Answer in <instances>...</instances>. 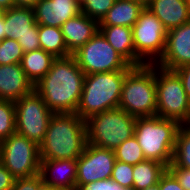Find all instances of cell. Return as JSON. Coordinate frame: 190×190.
I'll return each mask as SVG.
<instances>
[{
    "mask_svg": "<svg viewBox=\"0 0 190 190\" xmlns=\"http://www.w3.org/2000/svg\"><path fill=\"white\" fill-rule=\"evenodd\" d=\"M85 74L73 55L57 57L34 90L53 113H76L83 91Z\"/></svg>",
    "mask_w": 190,
    "mask_h": 190,
    "instance_id": "obj_1",
    "label": "cell"
},
{
    "mask_svg": "<svg viewBox=\"0 0 190 190\" xmlns=\"http://www.w3.org/2000/svg\"><path fill=\"white\" fill-rule=\"evenodd\" d=\"M86 145L84 119L76 113H53L44 141L39 145L40 160H77Z\"/></svg>",
    "mask_w": 190,
    "mask_h": 190,
    "instance_id": "obj_2",
    "label": "cell"
},
{
    "mask_svg": "<svg viewBox=\"0 0 190 190\" xmlns=\"http://www.w3.org/2000/svg\"><path fill=\"white\" fill-rule=\"evenodd\" d=\"M130 70H117L85 75L76 114L86 120L94 114L119 106L122 85Z\"/></svg>",
    "mask_w": 190,
    "mask_h": 190,
    "instance_id": "obj_3",
    "label": "cell"
},
{
    "mask_svg": "<svg viewBox=\"0 0 190 190\" xmlns=\"http://www.w3.org/2000/svg\"><path fill=\"white\" fill-rule=\"evenodd\" d=\"M180 124L157 115L136 118L134 136L145 159L155 160L167 167L172 162Z\"/></svg>",
    "mask_w": 190,
    "mask_h": 190,
    "instance_id": "obj_4",
    "label": "cell"
},
{
    "mask_svg": "<svg viewBox=\"0 0 190 190\" xmlns=\"http://www.w3.org/2000/svg\"><path fill=\"white\" fill-rule=\"evenodd\" d=\"M119 108L135 118L155 116V64L133 67L125 76Z\"/></svg>",
    "mask_w": 190,
    "mask_h": 190,
    "instance_id": "obj_5",
    "label": "cell"
},
{
    "mask_svg": "<svg viewBox=\"0 0 190 190\" xmlns=\"http://www.w3.org/2000/svg\"><path fill=\"white\" fill-rule=\"evenodd\" d=\"M135 121V117L119 107L94 114L85 120L87 143L115 150L134 136Z\"/></svg>",
    "mask_w": 190,
    "mask_h": 190,
    "instance_id": "obj_6",
    "label": "cell"
},
{
    "mask_svg": "<svg viewBox=\"0 0 190 190\" xmlns=\"http://www.w3.org/2000/svg\"><path fill=\"white\" fill-rule=\"evenodd\" d=\"M157 110L156 115L164 119L190 125V100L179 76L172 70L155 64Z\"/></svg>",
    "mask_w": 190,
    "mask_h": 190,
    "instance_id": "obj_7",
    "label": "cell"
},
{
    "mask_svg": "<svg viewBox=\"0 0 190 190\" xmlns=\"http://www.w3.org/2000/svg\"><path fill=\"white\" fill-rule=\"evenodd\" d=\"M132 33L135 67L156 64L165 51L167 30L148 7L141 11Z\"/></svg>",
    "mask_w": 190,
    "mask_h": 190,
    "instance_id": "obj_8",
    "label": "cell"
},
{
    "mask_svg": "<svg viewBox=\"0 0 190 190\" xmlns=\"http://www.w3.org/2000/svg\"><path fill=\"white\" fill-rule=\"evenodd\" d=\"M72 55L85 75L133 68L99 30Z\"/></svg>",
    "mask_w": 190,
    "mask_h": 190,
    "instance_id": "obj_9",
    "label": "cell"
},
{
    "mask_svg": "<svg viewBox=\"0 0 190 190\" xmlns=\"http://www.w3.org/2000/svg\"><path fill=\"white\" fill-rule=\"evenodd\" d=\"M1 162L15 179L36 176L40 174L39 145L14 133L2 142Z\"/></svg>",
    "mask_w": 190,
    "mask_h": 190,
    "instance_id": "obj_10",
    "label": "cell"
},
{
    "mask_svg": "<svg viewBox=\"0 0 190 190\" xmlns=\"http://www.w3.org/2000/svg\"><path fill=\"white\" fill-rule=\"evenodd\" d=\"M14 104L16 133L40 145L44 141L53 112L35 90Z\"/></svg>",
    "mask_w": 190,
    "mask_h": 190,
    "instance_id": "obj_11",
    "label": "cell"
},
{
    "mask_svg": "<svg viewBox=\"0 0 190 190\" xmlns=\"http://www.w3.org/2000/svg\"><path fill=\"white\" fill-rule=\"evenodd\" d=\"M3 15L5 38L18 41L24 53L41 48L33 8L12 7L3 10Z\"/></svg>",
    "mask_w": 190,
    "mask_h": 190,
    "instance_id": "obj_12",
    "label": "cell"
},
{
    "mask_svg": "<svg viewBox=\"0 0 190 190\" xmlns=\"http://www.w3.org/2000/svg\"><path fill=\"white\" fill-rule=\"evenodd\" d=\"M77 161V186L110 179L116 161L112 149L95 147L87 143Z\"/></svg>",
    "mask_w": 190,
    "mask_h": 190,
    "instance_id": "obj_13",
    "label": "cell"
},
{
    "mask_svg": "<svg viewBox=\"0 0 190 190\" xmlns=\"http://www.w3.org/2000/svg\"><path fill=\"white\" fill-rule=\"evenodd\" d=\"M190 63V21L167 31L165 51L157 66L175 70Z\"/></svg>",
    "mask_w": 190,
    "mask_h": 190,
    "instance_id": "obj_14",
    "label": "cell"
},
{
    "mask_svg": "<svg viewBox=\"0 0 190 190\" xmlns=\"http://www.w3.org/2000/svg\"><path fill=\"white\" fill-rule=\"evenodd\" d=\"M33 11L38 25L61 27L81 13V8L76 0H39Z\"/></svg>",
    "mask_w": 190,
    "mask_h": 190,
    "instance_id": "obj_15",
    "label": "cell"
},
{
    "mask_svg": "<svg viewBox=\"0 0 190 190\" xmlns=\"http://www.w3.org/2000/svg\"><path fill=\"white\" fill-rule=\"evenodd\" d=\"M40 175L46 185L61 190H76L77 161L75 159L41 160Z\"/></svg>",
    "mask_w": 190,
    "mask_h": 190,
    "instance_id": "obj_16",
    "label": "cell"
},
{
    "mask_svg": "<svg viewBox=\"0 0 190 190\" xmlns=\"http://www.w3.org/2000/svg\"><path fill=\"white\" fill-rule=\"evenodd\" d=\"M33 90L21 64L0 65V100L16 102Z\"/></svg>",
    "mask_w": 190,
    "mask_h": 190,
    "instance_id": "obj_17",
    "label": "cell"
},
{
    "mask_svg": "<svg viewBox=\"0 0 190 190\" xmlns=\"http://www.w3.org/2000/svg\"><path fill=\"white\" fill-rule=\"evenodd\" d=\"M60 28L67 50L73 54L97 33L99 23L81 12L67 20Z\"/></svg>",
    "mask_w": 190,
    "mask_h": 190,
    "instance_id": "obj_18",
    "label": "cell"
},
{
    "mask_svg": "<svg viewBox=\"0 0 190 190\" xmlns=\"http://www.w3.org/2000/svg\"><path fill=\"white\" fill-rule=\"evenodd\" d=\"M147 7L167 31L190 21V8L185 0H151Z\"/></svg>",
    "mask_w": 190,
    "mask_h": 190,
    "instance_id": "obj_19",
    "label": "cell"
},
{
    "mask_svg": "<svg viewBox=\"0 0 190 190\" xmlns=\"http://www.w3.org/2000/svg\"><path fill=\"white\" fill-rule=\"evenodd\" d=\"M144 6L136 1L115 0L113 6L108 10L99 26H125L133 27Z\"/></svg>",
    "mask_w": 190,
    "mask_h": 190,
    "instance_id": "obj_20",
    "label": "cell"
},
{
    "mask_svg": "<svg viewBox=\"0 0 190 190\" xmlns=\"http://www.w3.org/2000/svg\"><path fill=\"white\" fill-rule=\"evenodd\" d=\"M110 45L133 67H135V48L131 27L99 26Z\"/></svg>",
    "mask_w": 190,
    "mask_h": 190,
    "instance_id": "obj_21",
    "label": "cell"
},
{
    "mask_svg": "<svg viewBox=\"0 0 190 190\" xmlns=\"http://www.w3.org/2000/svg\"><path fill=\"white\" fill-rule=\"evenodd\" d=\"M55 59L56 57L53 54L40 48L24 53L21 66L26 77L32 82V84H36L47 74Z\"/></svg>",
    "mask_w": 190,
    "mask_h": 190,
    "instance_id": "obj_22",
    "label": "cell"
},
{
    "mask_svg": "<svg viewBox=\"0 0 190 190\" xmlns=\"http://www.w3.org/2000/svg\"><path fill=\"white\" fill-rule=\"evenodd\" d=\"M168 167L155 160H144L134 165L133 190H141L157 184Z\"/></svg>",
    "mask_w": 190,
    "mask_h": 190,
    "instance_id": "obj_23",
    "label": "cell"
},
{
    "mask_svg": "<svg viewBox=\"0 0 190 190\" xmlns=\"http://www.w3.org/2000/svg\"><path fill=\"white\" fill-rule=\"evenodd\" d=\"M41 49L57 57L72 55L68 50L60 27L38 25Z\"/></svg>",
    "mask_w": 190,
    "mask_h": 190,
    "instance_id": "obj_24",
    "label": "cell"
},
{
    "mask_svg": "<svg viewBox=\"0 0 190 190\" xmlns=\"http://www.w3.org/2000/svg\"><path fill=\"white\" fill-rule=\"evenodd\" d=\"M168 167L190 169V125H181L176 136L172 162Z\"/></svg>",
    "mask_w": 190,
    "mask_h": 190,
    "instance_id": "obj_25",
    "label": "cell"
},
{
    "mask_svg": "<svg viewBox=\"0 0 190 190\" xmlns=\"http://www.w3.org/2000/svg\"><path fill=\"white\" fill-rule=\"evenodd\" d=\"M114 152L116 160L133 166L146 160L135 136L121 143Z\"/></svg>",
    "mask_w": 190,
    "mask_h": 190,
    "instance_id": "obj_26",
    "label": "cell"
},
{
    "mask_svg": "<svg viewBox=\"0 0 190 190\" xmlns=\"http://www.w3.org/2000/svg\"><path fill=\"white\" fill-rule=\"evenodd\" d=\"M15 104L12 101L0 100V139L3 141L16 133Z\"/></svg>",
    "mask_w": 190,
    "mask_h": 190,
    "instance_id": "obj_27",
    "label": "cell"
},
{
    "mask_svg": "<svg viewBox=\"0 0 190 190\" xmlns=\"http://www.w3.org/2000/svg\"><path fill=\"white\" fill-rule=\"evenodd\" d=\"M24 52L18 41L5 38L0 44V65L21 64Z\"/></svg>",
    "mask_w": 190,
    "mask_h": 190,
    "instance_id": "obj_28",
    "label": "cell"
},
{
    "mask_svg": "<svg viewBox=\"0 0 190 190\" xmlns=\"http://www.w3.org/2000/svg\"><path fill=\"white\" fill-rule=\"evenodd\" d=\"M115 0H84L80 4L81 12L98 23L103 19Z\"/></svg>",
    "mask_w": 190,
    "mask_h": 190,
    "instance_id": "obj_29",
    "label": "cell"
},
{
    "mask_svg": "<svg viewBox=\"0 0 190 190\" xmlns=\"http://www.w3.org/2000/svg\"><path fill=\"white\" fill-rule=\"evenodd\" d=\"M133 168V165L116 160L110 179L126 190H133Z\"/></svg>",
    "mask_w": 190,
    "mask_h": 190,
    "instance_id": "obj_30",
    "label": "cell"
},
{
    "mask_svg": "<svg viewBox=\"0 0 190 190\" xmlns=\"http://www.w3.org/2000/svg\"><path fill=\"white\" fill-rule=\"evenodd\" d=\"M42 184L40 174L29 178H16L11 190H37Z\"/></svg>",
    "mask_w": 190,
    "mask_h": 190,
    "instance_id": "obj_31",
    "label": "cell"
},
{
    "mask_svg": "<svg viewBox=\"0 0 190 190\" xmlns=\"http://www.w3.org/2000/svg\"><path fill=\"white\" fill-rule=\"evenodd\" d=\"M76 190H126L111 179L100 180L83 186H76Z\"/></svg>",
    "mask_w": 190,
    "mask_h": 190,
    "instance_id": "obj_32",
    "label": "cell"
},
{
    "mask_svg": "<svg viewBox=\"0 0 190 190\" xmlns=\"http://www.w3.org/2000/svg\"><path fill=\"white\" fill-rule=\"evenodd\" d=\"M158 183L160 190H184L175 176L168 169L161 176Z\"/></svg>",
    "mask_w": 190,
    "mask_h": 190,
    "instance_id": "obj_33",
    "label": "cell"
},
{
    "mask_svg": "<svg viewBox=\"0 0 190 190\" xmlns=\"http://www.w3.org/2000/svg\"><path fill=\"white\" fill-rule=\"evenodd\" d=\"M184 190H190V169L183 167H168Z\"/></svg>",
    "mask_w": 190,
    "mask_h": 190,
    "instance_id": "obj_34",
    "label": "cell"
},
{
    "mask_svg": "<svg viewBox=\"0 0 190 190\" xmlns=\"http://www.w3.org/2000/svg\"><path fill=\"white\" fill-rule=\"evenodd\" d=\"M180 78L183 88L190 100V63L173 70Z\"/></svg>",
    "mask_w": 190,
    "mask_h": 190,
    "instance_id": "obj_35",
    "label": "cell"
},
{
    "mask_svg": "<svg viewBox=\"0 0 190 190\" xmlns=\"http://www.w3.org/2000/svg\"><path fill=\"white\" fill-rule=\"evenodd\" d=\"M15 182L13 175L4 167L0 160V190H11Z\"/></svg>",
    "mask_w": 190,
    "mask_h": 190,
    "instance_id": "obj_36",
    "label": "cell"
},
{
    "mask_svg": "<svg viewBox=\"0 0 190 190\" xmlns=\"http://www.w3.org/2000/svg\"><path fill=\"white\" fill-rule=\"evenodd\" d=\"M14 7L33 8L39 0H13Z\"/></svg>",
    "mask_w": 190,
    "mask_h": 190,
    "instance_id": "obj_37",
    "label": "cell"
},
{
    "mask_svg": "<svg viewBox=\"0 0 190 190\" xmlns=\"http://www.w3.org/2000/svg\"><path fill=\"white\" fill-rule=\"evenodd\" d=\"M5 39V18L3 13L0 15V40Z\"/></svg>",
    "mask_w": 190,
    "mask_h": 190,
    "instance_id": "obj_38",
    "label": "cell"
},
{
    "mask_svg": "<svg viewBox=\"0 0 190 190\" xmlns=\"http://www.w3.org/2000/svg\"><path fill=\"white\" fill-rule=\"evenodd\" d=\"M0 7L3 10L12 8V7H14V1L13 0H0Z\"/></svg>",
    "mask_w": 190,
    "mask_h": 190,
    "instance_id": "obj_39",
    "label": "cell"
},
{
    "mask_svg": "<svg viewBox=\"0 0 190 190\" xmlns=\"http://www.w3.org/2000/svg\"><path fill=\"white\" fill-rule=\"evenodd\" d=\"M37 190H61V189H56L54 187H51L43 183Z\"/></svg>",
    "mask_w": 190,
    "mask_h": 190,
    "instance_id": "obj_40",
    "label": "cell"
},
{
    "mask_svg": "<svg viewBox=\"0 0 190 190\" xmlns=\"http://www.w3.org/2000/svg\"><path fill=\"white\" fill-rule=\"evenodd\" d=\"M131 1L139 2V3H141L144 7H147V6L150 4V2H151V0H131Z\"/></svg>",
    "mask_w": 190,
    "mask_h": 190,
    "instance_id": "obj_41",
    "label": "cell"
},
{
    "mask_svg": "<svg viewBox=\"0 0 190 190\" xmlns=\"http://www.w3.org/2000/svg\"><path fill=\"white\" fill-rule=\"evenodd\" d=\"M141 190H160V188H159V183H157V184H155V185H153V186H150V187L141 189Z\"/></svg>",
    "mask_w": 190,
    "mask_h": 190,
    "instance_id": "obj_42",
    "label": "cell"
},
{
    "mask_svg": "<svg viewBox=\"0 0 190 190\" xmlns=\"http://www.w3.org/2000/svg\"><path fill=\"white\" fill-rule=\"evenodd\" d=\"M2 140L0 139V160H1V153H2Z\"/></svg>",
    "mask_w": 190,
    "mask_h": 190,
    "instance_id": "obj_43",
    "label": "cell"
},
{
    "mask_svg": "<svg viewBox=\"0 0 190 190\" xmlns=\"http://www.w3.org/2000/svg\"><path fill=\"white\" fill-rule=\"evenodd\" d=\"M79 4H81L84 0H76Z\"/></svg>",
    "mask_w": 190,
    "mask_h": 190,
    "instance_id": "obj_44",
    "label": "cell"
},
{
    "mask_svg": "<svg viewBox=\"0 0 190 190\" xmlns=\"http://www.w3.org/2000/svg\"><path fill=\"white\" fill-rule=\"evenodd\" d=\"M187 2V4L189 5L190 8V0H185Z\"/></svg>",
    "mask_w": 190,
    "mask_h": 190,
    "instance_id": "obj_45",
    "label": "cell"
},
{
    "mask_svg": "<svg viewBox=\"0 0 190 190\" xmlns=\"http://www.w3.org/2000/svg\"><path fill=\"white\" fill-rule=\"evenodd\" d=\"M3 13V9L0 7V15Z\"/></svg>",
    "mask_w": 190,
    "mask_h": 190,
    "instance_id": "obj_46",
    "label": "cell"
}]
</instances>
